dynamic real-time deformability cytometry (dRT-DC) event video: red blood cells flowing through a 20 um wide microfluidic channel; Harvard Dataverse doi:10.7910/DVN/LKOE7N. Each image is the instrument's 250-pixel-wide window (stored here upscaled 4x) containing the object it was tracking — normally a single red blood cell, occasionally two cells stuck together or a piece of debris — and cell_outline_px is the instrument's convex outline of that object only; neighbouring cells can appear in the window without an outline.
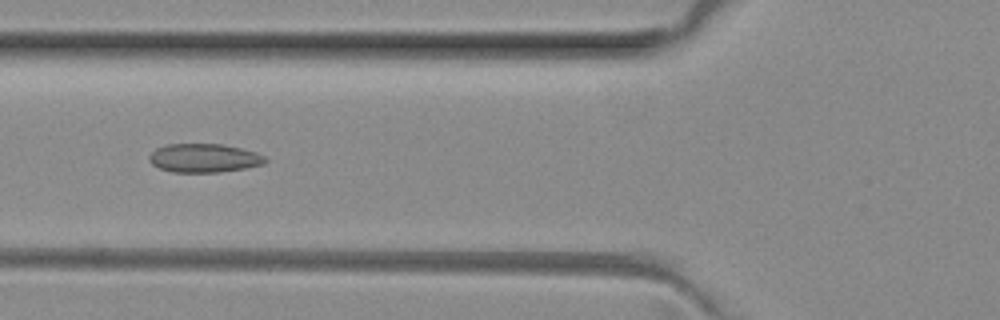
{"species": "common noctule bat (a hibernating species)", "species_latin": "Nyctalus noctula", "temperature_condition": "room temperature", "stored_images_in_passage": 13, "camera_frame_rate_fps": 3000, "um_per_image_px": 0.085, "animal": {"sex": "female", "body_mass_g": 29.2, "forearm_length_mm": 56.3}, "frame": {"image": 1, "passage_image": 10, "time_ms": 3.0, "image_size_px": [1000, 320], "cell_outline_px": [[268, 160], [264, 164], [244, 168], [220, 172], [172, 172], [160, 168], [152, 164], [148, 160], [148, 156], [156, 148], [164, 144], [224, 144], [256, 152], [264, 156]], "centroid_in_image_um": [17.33, 13.43], "position_along_channel_um": 108.5, "area_um2": 19.48}}
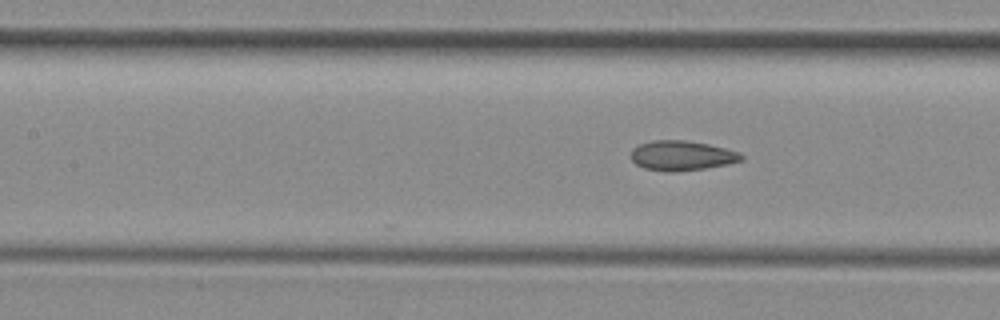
{"frame": {"image": 2, "passage_image": 13, "time_ms": 4.0, "image_size_px": [1000, 320], "cell_outline_px": [[744, 160], [728, 164], [704, 168], [676, 172], [668, 172], [644, 168], [636, 164], [632, 160], [632, 148], [640, 144], [652, 140], [684, 140], [708, 144], [740, 152], [744, 156]], "centroid_in_image_um": [57.97, 13.23], "position_along_channel_um": 149.4, "area_um2": 19.19}}